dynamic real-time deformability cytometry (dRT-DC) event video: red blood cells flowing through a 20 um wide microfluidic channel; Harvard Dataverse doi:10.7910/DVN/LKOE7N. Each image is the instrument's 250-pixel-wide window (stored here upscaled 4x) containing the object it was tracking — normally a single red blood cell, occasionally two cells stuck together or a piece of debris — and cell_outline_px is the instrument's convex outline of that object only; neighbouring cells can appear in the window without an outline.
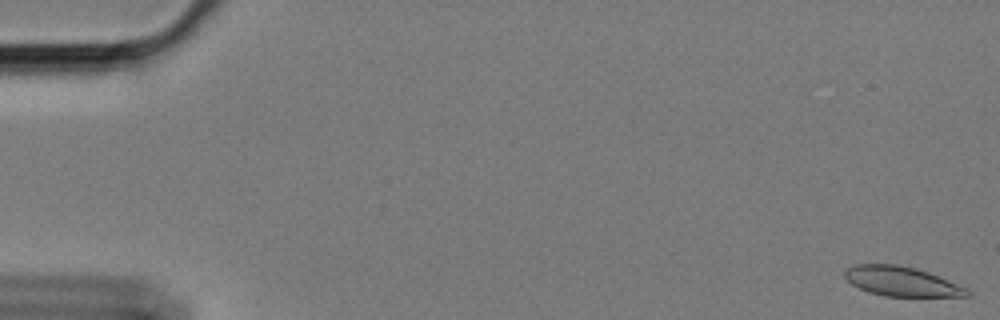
{"species": "Egyptian fruit bat (a non-hibernating species)", "species_latin": "Rousettus aegyptiacus", "temperature_condition": "cold", "stored_images_in_passage": 60, "camera_frame_rate_fps": 3000, "um_per_image_px": 0.085, "animal": {"sex": "female"}, "frame": {"image": 1, "passage_image": 1, "time_ms": 0.0, "image_size_px": [1000, 320], "cell_outline_px": [[972, 296], [884, 296], [868, 292], [852, 284], [844, 276], [844, 272], [852, 264], [896, 264], [916, 268], [928, 272], [968, 288], [972, 292]], "centroid_in_image_um": [76.65, 23.92], "position_along_channel_um": 8.3, "area_um2": 21.1}}
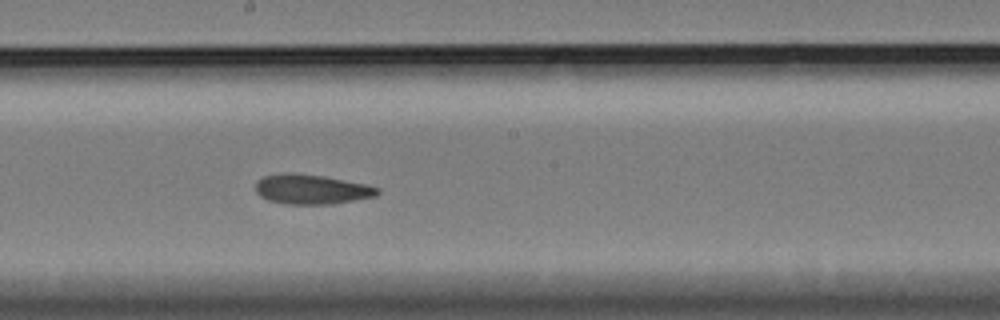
{"frame": {"image": 2, "passage_image": 33, "time_ms": 10.667, "image_size_px": [1000, 320], "cell_outline_px": [[380, 192], [376, 196], [332, 204], [284, 204], [268, 200], [260, 196], [256, 192], [256, 180], [264, 176], [280, 172], [292, 172], [324, 176], [364, 184], [380, 188]], "centroid_in_image_um": [26.44, 16.08], "position_along_channel_um": 221.8, "area_um2": 21.27}}
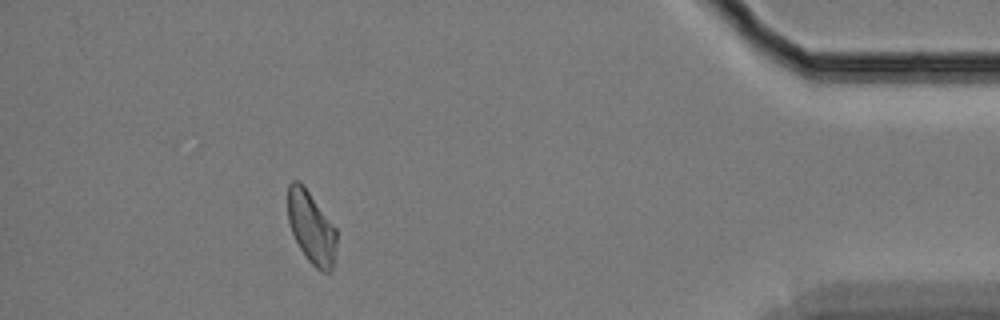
{"frame": {"image": 3, "passage_image": 54, "time_ms": 17.667, "image_size_px": [1000, 320], "cell_outline_px": [[336, 248], [332, 272], [320, 272], [308, 260], [300, 248], [292, 232], [288, 220], [288, 184], [292, 180], [300, 180], [336, 228]], "centroid_in_image_um": [26.47, 19.34], "position_along_channel_um": 408.7, "area_um2": 20.52}, "authors_computed_cell_mechanics": {"area_um2": 21.5305, "velocity_mm_per_s": 3.3664, "shape_relaxation_time_tau1_ms": 8.9283, "shape_relaxation_time_tau2_ms": 3.8469, "deformation_change_tau1": 0.1731, "deformation_change_tau2": 0.1049}}